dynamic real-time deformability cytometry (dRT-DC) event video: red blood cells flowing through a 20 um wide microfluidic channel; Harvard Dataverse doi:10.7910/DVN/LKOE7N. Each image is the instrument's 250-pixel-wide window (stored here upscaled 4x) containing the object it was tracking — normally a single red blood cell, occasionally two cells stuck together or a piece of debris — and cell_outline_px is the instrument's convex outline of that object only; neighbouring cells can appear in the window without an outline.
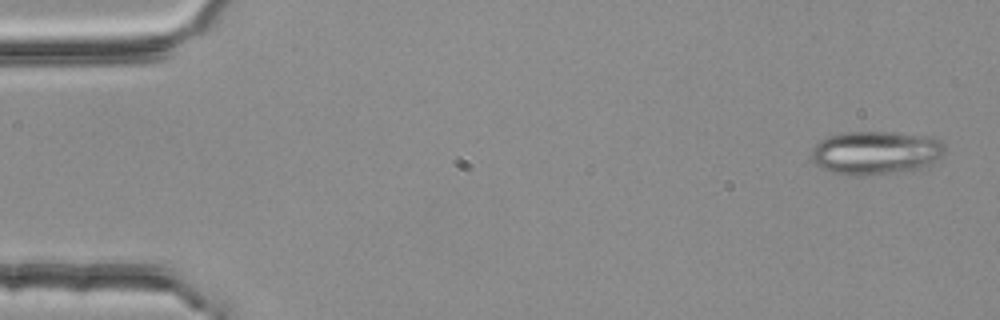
{"species": "common noctule bat (a hibernating species)", "species_latin": "Nyctalus noctula", "temperature_condition": "room temperature", "stored_images_in_passage": 4, "camera_frame_rate_fps": 3000, "um_per_image_px": 0.085, "animal": {"sex": "female", "body_mass_g": 25.1}, "frame": {"image": 1, "passage_image": 1, "time_ms": 0.0, "image_size_px": [1000, 320], "cell_outline_px": [[944, 152], [936, 160], [912, 172], [868, 176], [856, 176], [832, 172], [820, 168], [812, 160], [812, 148], [824, 136], [844, 132], [892, 132], [932, 136], [940, 140], [944, 144]], "centroid_in_image_um": [74.43, 12.99], "position_along_channel_um": 10.6, "area_um2": 34.51}}